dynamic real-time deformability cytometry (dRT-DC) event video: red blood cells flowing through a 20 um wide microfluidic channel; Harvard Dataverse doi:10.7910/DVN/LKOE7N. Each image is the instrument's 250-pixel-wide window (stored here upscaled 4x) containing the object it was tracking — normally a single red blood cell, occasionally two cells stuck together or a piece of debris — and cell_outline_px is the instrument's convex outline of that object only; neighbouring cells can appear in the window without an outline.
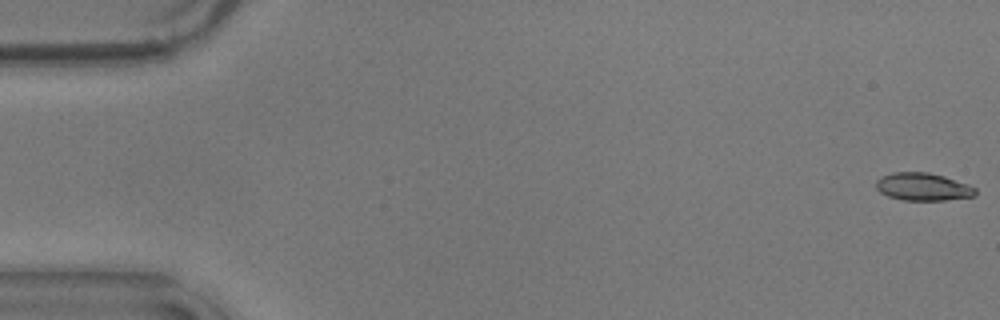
{"species": "common noctule bat (a hibernating species)", "species_latin": "Nyctalus noctula", "temperature_condition": "warm", "stored_images_in_passage": 16, "camera_frame_rate_fps": 3000, "um_per_image_px": 0.085, "animal": {"sex": "male", "body_mass_g": 17.9}, "frame": {"image": 1, "passage_image": 1, "time_ms": 0.0, "image_size_px": [1000, 320], "cell_outline_px": [[976, 196], [944, 200], [904, 200], [888, 196], [880, 192], [876, 188], [876, 180], [880, 176], [892, 172], [928, 172], [944, 176], [968, 184], [976, 188]], "centroid_in_image_um": [78.44, 15.87], "position_along_channel_um": 6.6, "area_um2": 16.13}}